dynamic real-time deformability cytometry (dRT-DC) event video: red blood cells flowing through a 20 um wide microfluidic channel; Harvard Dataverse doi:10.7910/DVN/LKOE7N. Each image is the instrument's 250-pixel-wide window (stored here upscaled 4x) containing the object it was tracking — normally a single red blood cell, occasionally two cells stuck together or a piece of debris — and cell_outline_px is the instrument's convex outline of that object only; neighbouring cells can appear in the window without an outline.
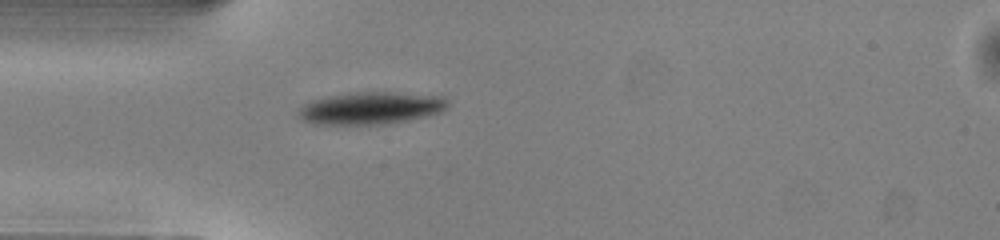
{"species": "common noctule bat (a hibernating species)", "species_latin": "Nyctalus noctula", "temperature_condition": "warm", "stored_images_in_passage": 37, "camera_frame_rate_fps": 3000, "um_per_image_px": 0.085, "animal": {"sex": "male", "body_mass_g": 13.0, "forearm_length_mm": 53.1}, "frame": {"image": 1, "passage_image": 1, "time_ms": 0.0, "image_size_px": [1000, 240], "cell_outline_px": [[448, 108], [444, 112], [392, 124], [312, 124], [296, 116], [296, 112], [304, 104], [312, 100], [328, 96], [356, 92], [392, 92], [444, 96], [448, 100]], "centroid_in_image_um": [31.56, 9.19], "position_along_channel_um": 53.4, "area_um2": 28.5}}
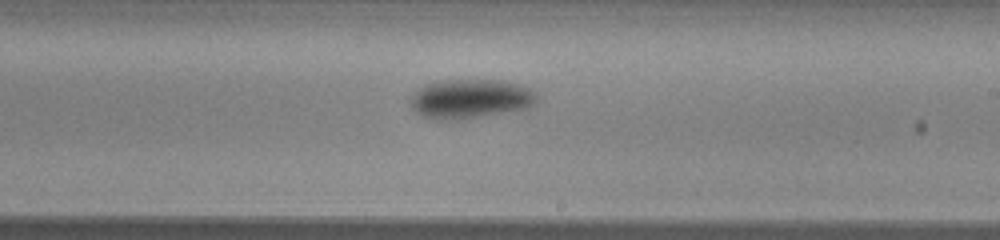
{"frame": {"image": 2, "passage_image": 16, "time_ms": 5.0, "image_size_px": [1000, 240], "cell_outline_px": [[540, 96], [532, 104], [524, 108], [476, 116], [440, 120], [436, 120], [420, 116], [412, 108], [412, 96], [416, 88], [424, 84], [440, 80], [504, 80], [532, 88]], "centroid_in_image_um": [39.95, 8.36], "position_along_channel_um": 249.0, "area_um2": 28.61}}
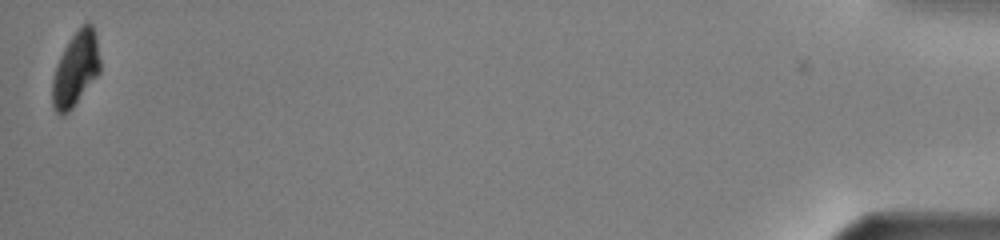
{"frame": {"image": 3, "passage_image": 37, "time_ms": 12.0, "image_size_px": [1000, 240], "cell_outline_px": [[100, 72], [72, 108], [64, 116], [60, 116], [56, 112], [52, 104], [52, 80], [60, 56], [68, 40], [88, 20], [92, 24], [96, 32], [100, 60]], "centroid_in_image_um": [6.44, 5.87], "position_along_channel_um": 428.8, "area_um2": 20.63}, "authors_computed_cell_mechanics": {"area_um2": 27.166, "velocity_mm_per_s": 4.0272, "shape_relaxation_time_tau1_ms": 1.8726, "shape_relaxation_time_tau2_ms": null, "deformation_change_tau1": 0.1086, "deformation_change_tau2": null}}